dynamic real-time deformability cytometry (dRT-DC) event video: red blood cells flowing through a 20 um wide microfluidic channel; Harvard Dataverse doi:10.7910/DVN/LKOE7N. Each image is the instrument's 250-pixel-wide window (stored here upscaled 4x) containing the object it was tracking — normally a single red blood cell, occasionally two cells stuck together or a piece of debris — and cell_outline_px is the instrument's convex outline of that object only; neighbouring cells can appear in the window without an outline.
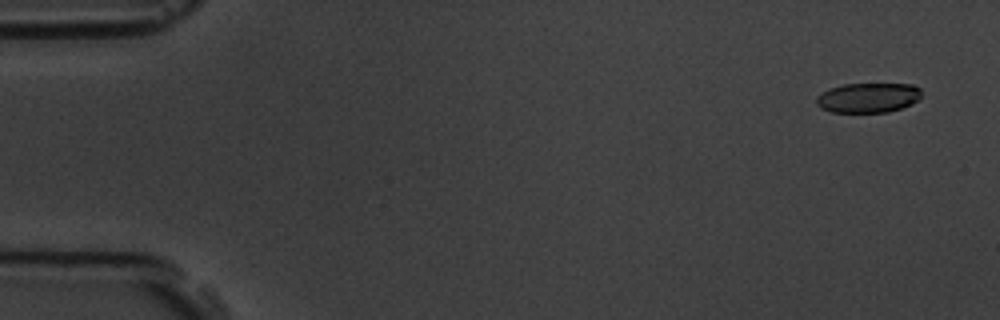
{"species": "common noctule bat (a hibernating species)", "species_latin": "Nyctalus noctula", "temperature_condition": "room temperature", "stored_images_in_passage": 6, "camera_frame_rate_fps": 3000, "um_per_image_px": 0.085, "animal": {"sex": "male", "body_mass_g": 19.5, "forearm_length_mm": 54.6}, "frame": {"image": 1, "passage_image": 1, "time_ms": 0.0, "image_size_px": [1000, 320], "cell_outline_px": [[920, 96], [912, 104], [888, 112], [832, 112], [820, 108], [816, 104], [816, 96], [832, 88], [844, 84], [912, 84], [920, 88]], "centroid_in_image_um": [73.78, 8.31], "position_along_channel_um": 11.2, "area_um2": 18.09}}
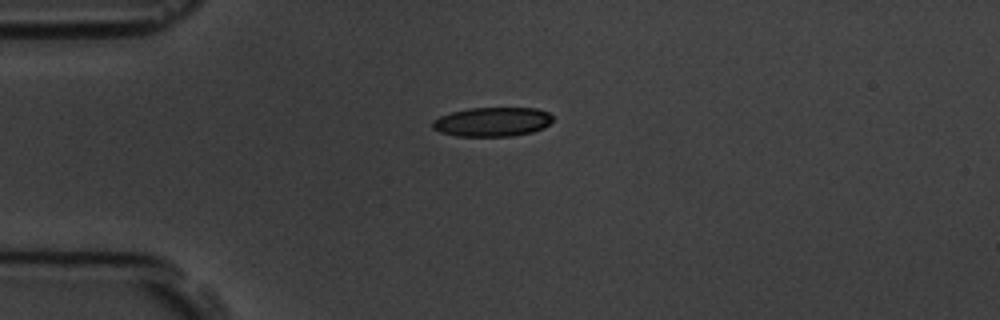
{"frame": {"image": 2, "passage_image": 4, "time_ms": 3.667, "image_size_px": [1000, 320], "cell_outline_px": [[552, 120], [544, 128], [532, 132], [512, 136], [456, 136], [440, 132], [432, 128], [432, 120], [440, 116], [452, 112], [468, 108], [536, 108], [548, 112], [552, 116]], "centroid_in_image_um": [41.83, 10.36], "position_along_channel_um": 43.2, "area_um2": 20.52}}
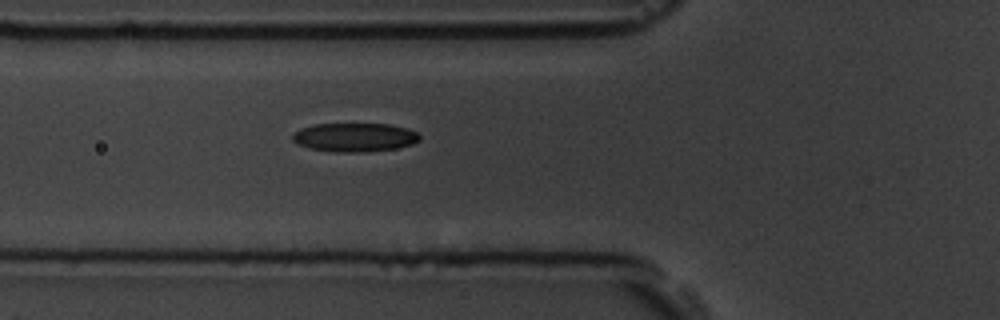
{"frame": {"image": 3, "passage_image": 6, "time_ms": 5.667, "image_size_px": [1000, 320], "cell_outline_px": [[420, 140], [412, 144], [396, 148], [364, 152], [336, 152], [308, 148], [292, 140], [292, 136], [300, 128], [316, 124], [388, 124], [408, 128], [416, 132], [420, 136]], "centroid_in_image_um": [30.16, 11.67], "position_along_channel_um": 95.6, "area_um2": 21.21}}